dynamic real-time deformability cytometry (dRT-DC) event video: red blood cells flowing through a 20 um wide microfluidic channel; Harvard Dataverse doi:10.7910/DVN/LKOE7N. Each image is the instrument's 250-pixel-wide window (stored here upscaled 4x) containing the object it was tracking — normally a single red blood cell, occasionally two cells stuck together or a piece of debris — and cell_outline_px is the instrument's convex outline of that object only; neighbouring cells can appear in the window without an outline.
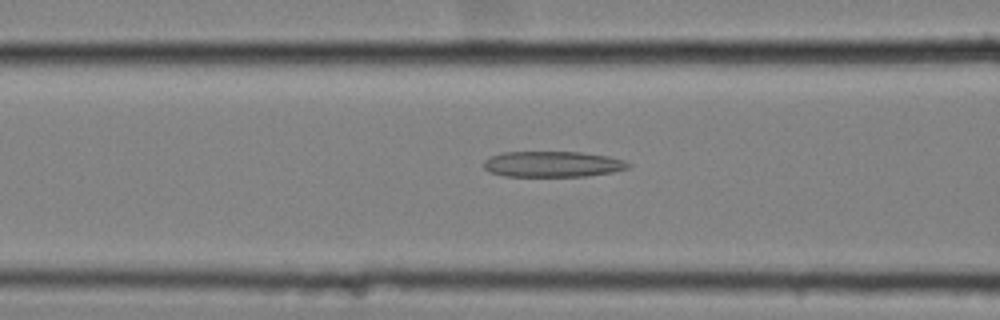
{"species": "common noctule bat (a hibernating species)", "species_latin": "Nyctalus noctula", "temperature_condition": "cold", "stored_images_in_passage": 37, "camera_frame_rate_fps": 3000, "um_per_image_px": 0.085, "animal": {"sex": "female", "body_mass_g": 25.1}, "frame": {"image": 1, "passage_image": 10, "time_ms": 3.0, "image_size_px": [1000, 320], "cell_outline_px": [[632, 164], [628, 168], [612, 172], [584, 176], [504, 176], [488, 172], [484, 168], [484, 160], [492, 156], [504, 152], [580, 152], [608, 156], [624, 160]], "centroid_in_image_um": [46.97, 13.95], "position_along_channel_um": 119.6, "area_um2": 21.68}}
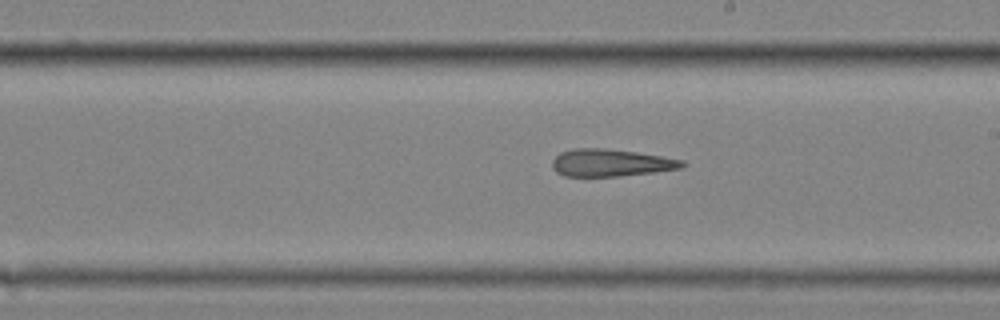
{"frame": {"image": 2, "passage_image": 20, "time_ms": 6.333, "image_size_px": [1000, 320], "cell_outline_px": [[688, 164], [684, 168], [620, 176], [564, 176], [556, 172], [552, 168], [552, 160], [560, 152], [572, 148], [608, 148], [636, 152], [684, 160]], "centroid_in_image_um": [51.92, 13.83], "position_along_channel_um": 237.1, "area_um2": 20.87}}
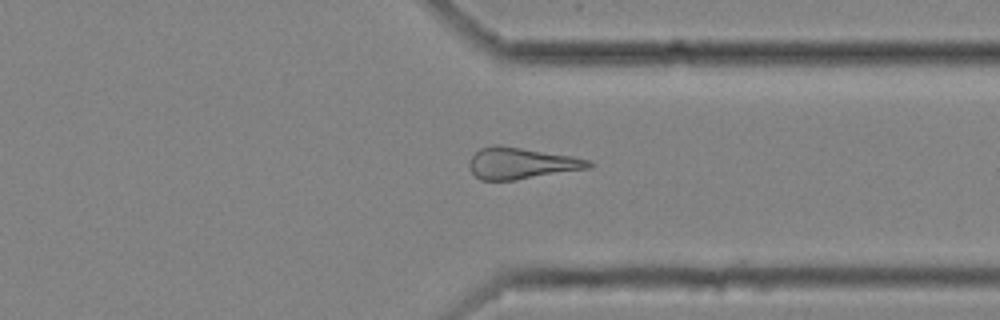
{"frame": {"image": 3, "passage_image": 31, "time_ms": 10.0, "image_size_px": [1000, 320], "cell_outline_px": [[596, 164], [592, 168], [516, 180], [480, 180], [472, 172], [468, 164], [468, 160], [480, 148], [496, 144], [500, 144], [572, 156], [588, 160]], "centroid_in_image_um": [44.32, 13.87], "position_along_channel_um": 367.1, "area_um2": 22.14}}